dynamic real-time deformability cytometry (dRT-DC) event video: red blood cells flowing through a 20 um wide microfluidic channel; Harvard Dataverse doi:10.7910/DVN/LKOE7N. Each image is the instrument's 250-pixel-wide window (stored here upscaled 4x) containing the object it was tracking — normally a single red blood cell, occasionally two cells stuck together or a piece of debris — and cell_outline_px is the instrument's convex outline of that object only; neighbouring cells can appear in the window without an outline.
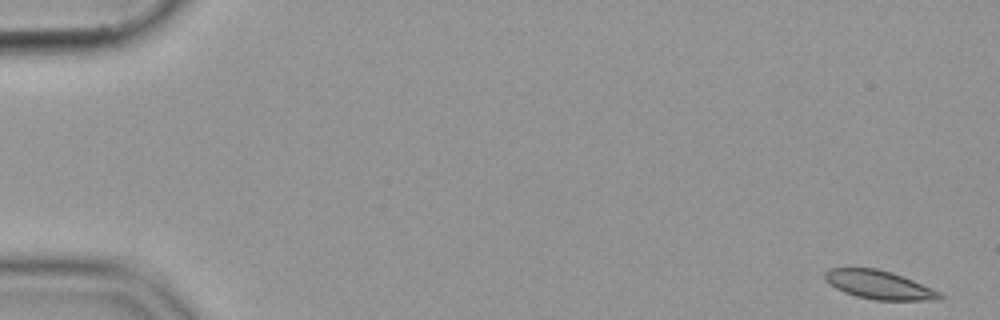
{"species": "common noctule bat (a hibernating species)", "species_latin": "Nyctalus noctula", "temperature_condition": "cold", "stored_images_in_passage": 55, "camera_frame_rate_fps": 3000, "um_per_image_px": 0.085, "animal": {"sex": "female", "body_mass_g": 19.9}, "frame": {"image": 1, "passage_image": 1, "time_ms": 0.0, "image_size_px": [1000, 320], "cell_outline_px": [[944, 296], [940, 300], [876, 300], [856, 296], [844, 292], [828, 284], [824, 280], [824, 272], [828, 268], [876, 268], [892, 272], [912, 280], [940, 292]], "centroid_in_image_um": [74.68, 24.21], "position_along_channel_um": 10.3, "area_um2": 19.13}}
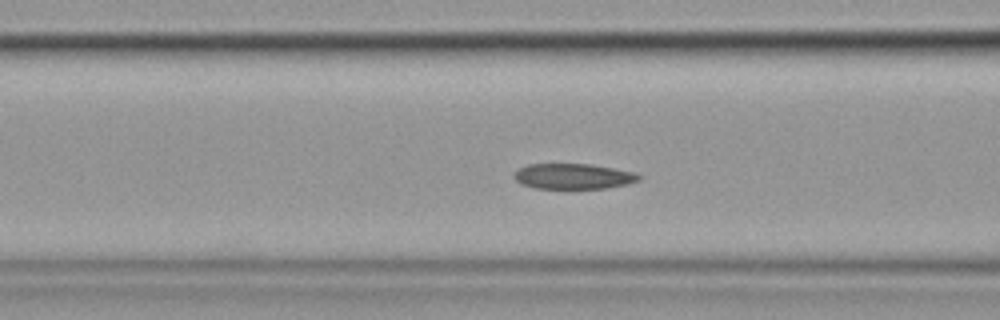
{"frame": {"image": 2, "passage_image": 22, "time_ms": 7.0, "image_size_px": [1000, 320], "cell_outline_px": [[644, 176], [640, 180], [628, 184], [608, 188], [536, 188], [520, 184], [512, 176], [520, 168], [528, 164], [592, 164], [636, 172]], "centroid_in_image_um": [48.79, 14.98], "position_along_channel_um": 117.8, "area_um2": 18.67}}
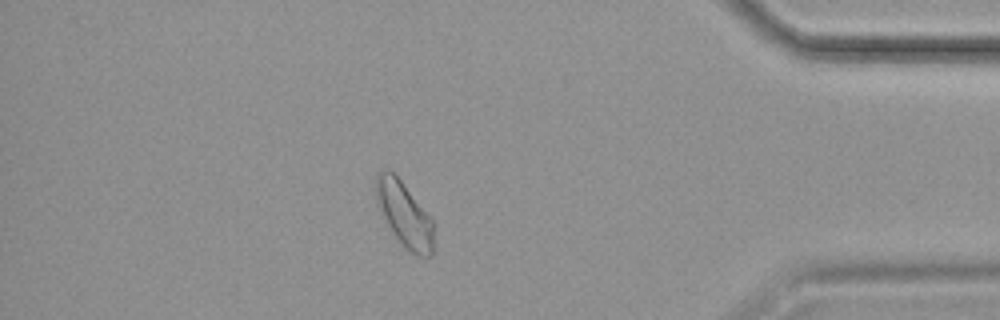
{"frame": {"image": 3, "passage_image": 48, "time_ms": 15.667, "image_size_px": [1000, 320], "cell_outline_px": [[432, 252], [428, 256], [420, 256], [408, 252], [400, 244], [392, 232], [376, 204], [376, 176], [384, 168], [388, 168], [400, 180], [432, 220]], "centroid_in_image_um": [34.32, 18.23], "position_along_channel_um": 400.9, "area_um2": 21.33}}